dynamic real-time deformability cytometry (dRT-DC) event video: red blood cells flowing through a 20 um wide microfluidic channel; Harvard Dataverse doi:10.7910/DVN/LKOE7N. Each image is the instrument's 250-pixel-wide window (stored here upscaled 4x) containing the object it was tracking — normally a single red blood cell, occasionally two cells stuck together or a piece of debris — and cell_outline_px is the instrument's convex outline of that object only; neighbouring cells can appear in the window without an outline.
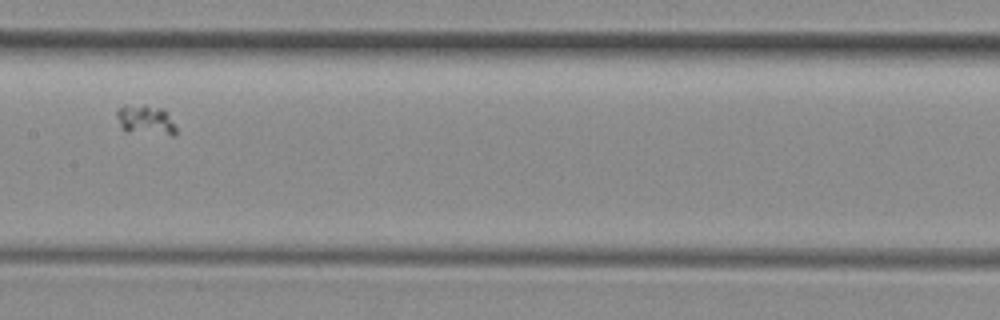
{"species": "common noctule bat (a hibernating species)", "species_latin": "Nyctalus noctula", "temperature_condition": "room temperature", "stored_images_in_passage": 35, "camera_frame_rate_fps": 3000, "um_per_image_px": 0.085, "animal": {"sex": "female", "body_mass_g": 29.2, "forearm_length_mm": 56.3}, "frame": {"image": 1, "passage_image": 16, "time_ms": 5.0, "image_size_px": [1000, 320], "cell_outline_px": [[176, 136], [172, 136], [124, 132], [120, 128], [116, 116], [116, 112], [124, 104], [144, 104], [164, 108], [168, 112], [176, 128]], "centroid_in_image_um": [12.37, 10.2], "position_along_channel_um": 195.0, "area_um2": 10.98}}